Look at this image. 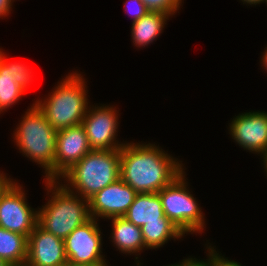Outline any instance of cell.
<instances>
[{"label": "cell", "instance_id": "4fadbf2b", "mask_svg": "<svg viewBox=\"0 0 267 266\" xmlns=\"http://www.w3.org/2000/svg\"><path fill=\"white\" fill-rule=\"evenodd\" d=\"M28 266H65L68 260L65 254L64 239L54 236L38 224L28 236Z\"/></svg>", "mask_w": 267, "mask_h": 266}, {"label": "cell", "instance_id": "d6a6232c", "mask_svg": "<svg viewBox=\"0 0 267 266\" xmlns=\"http://www.w3.org/2000/svg\"><path fill=\"white\" fill-rule=\"evenodd\" d=\"M1 55H2V49L0 48V59H1Z\"/></svg>", "mask_w": 267, "mask_h": 266}, {"label": "cell", "instance_id": "8fae6325", "mask_svg": "<svg viewBox=\"0 0 267 266\" xmlns=\"http://www.w3.org/2000/svg\"><path fill=\"white\" fill-rule=\"evenodd\" d=\"M137 192L121 178L95 193L89 201L91 218L123 217L132 205Z\"/></svg>", "mask_w": 267, "mask_h": 266}, {"label": "cell", "instance_id": "ba28073f", "mask_svg": "<svg viewBox=\"0 0 267 266\" xmlns=\"http://www.w3.org/2000/svg\"><path fill=\"white\" fill-rule=\"evenodd\" d=\"M97 221L91 218L64 239L68 265H107L102 254V233Z\"/></svg>", "mask_w": 267, "mask_h": 266}, {"label": "cell", "instance_id": "52a82bcc", "mask_svg": "<svg viewBox=\"0 0 267 266\" xmlns=\"http://www.w3.org/2000/svg\"><path fill=\"white\" fill-rule=\"evenodd\" d=\"M26 193L12 181L0 195V227L27 238L37 225L38 210L28 205Z\"/></svg>", "mask_w": 267, "mask_h": 266}, {"label": "cell", "instance_id": "ac0fdd59", "mask_svg": "<svg viewBox=\"0 0 267 266\" xmlns=\"http://www.w3.org/2000/svg\"><path fill=\"white\" fill-rule=\"evenodd\" d=\"M28 238L0 227V258L11 266L24 265L27 260Z\"/></svg>", "mask_w": 267, "mask_h": 266}, {"label": "cell", "instance_id": "603a6c76", "mask_svg": "<svg viewBox=\"0 0 267 266\" xmlns=\"http://www.w3.org/2000/svg\"><path fill=\"white\" fill-rule=\"evenodd\" d=\"M210 245V246H209ZM207 245L208 251V266H242L240 263L235 260H228L226 257L221 256L214 247H211V244Z\"/></svg>", "mask_w": 267, "mask_h": 266}, {"label": "cell", "instance_id": "6da1fadb", "mask_svg": "<svg viewBox=\"0 0 267 266\" xmlns=\"http://www.w3.org/2000/svg\"><path fill=\"white\" fill-rule=\"evenodd\" d=\"M180 162L159 145L126 142L120 149V178L137 193H158L184 171Z\"/></svg>", "mask_w": 267, "mask_h": 266}, {"label": "cell", "instance_id": "4316f807", "mask_svg": "<svg viewBox=\"0 0 267 266\" xmlns=\"http://www.w3.org/2000/svg\"><path fill=\"white\" fill-rule=\"evenodd\" d=\"M266 49H265V51H264V53H263V55H262V58H261V64H262V67L264 68V69H266L265 71H267V47H265Z\"/></svg>", "mask_w": 267, "mask_h": 266}, {"label": "cell", "instance_id": "9c48e42d", "mask_svg": "<svg viewBox=\"0 0 267 266\" xmlns=\"http://www.w3.org/2000/svg\"><path fill=\"white\" fill-rule=\"evenodd\" d=\"M116 109V107L108 105H90L88 107L81 124L92 150H115L124 146L125 143L116 140L119 126V112Z\"/></svg>", "mask_w": 267, "mask_h": 266}, {"label": "cell", "instance_id": "7c38bea8", "mask_svg": "<svg viewBox=\"0 0 267 266\" xmlns=\"http://www.w3.org/2000/svg\"><path fill=\"white\" fill-rule=\"evenodd\" d=\"M91 150L82 124L58 130L54 158V180L62 181L60 177Z\"/></svg>", "mask_w": 267, "mask_h": 266}, {"label": "cell", "instance_id": "83f0119b", "mask_svg": "<svg viewBox=\"0 0 267 266\" xmlns=\"http://www.w3.org/2000/svg\"><path fill=\"white\" fill-rule=\"evenodd\" d=\"M243 2V4H248V5H254L256 6V4H260L263 2V0H241Z\"/></svg>", "mask_w": 267, "mask_h": 266}, {"label": "cell", "instance_id": "7a4b0ae2", "mask_svg": "<svg viewBox=\"0 0 267 266\" xmlns=\"http://www.w3.org/2000/svg\"><path fill=\"white\" fill-rule=\"evenodd\" d=\"M49 200L38 208L37 224L65 239L75 228L91 219L89 201L68 190L59 180H45Z\"/></svg>", "mask_w": 267, "mask_h": 266}, {"label": "cell", "instance_id": "d6986e66", "mask_svg": "<svg viewBox=\"0 0 267 266\" xmlns=\"http://www.w3.org/2000/svg\"><path fill=\"white\" fill-rule=\"evenodd\" d=\"M24 93L25 91L12 78L11 68L0 59V111L4 112L8 107L11 108Z\"/></svg>", "mask_w": 267, "mask_h": 266}, {"label": "cell", "instance_id": "44dd1931", "mask_svg": "<svg viewBox=\"0 0 267 266\" xmlns=\"http://www.w3.org/2000/svg\"><path fill=\"white\" fill-rule=\"evenodd\" d=\"M150 11L174 15L180 8L182 0H142Z\"/></svg>", "mask_w": 267, "mask_h": 266}, {"label": "cell", "instance_id": "8992f818", "mask_svg": "<svg viewBox=\"0 0 267 266\" xmlns=\"http://www.w3.org/2000/svg\"><path fill=\"white\" fill-rule=\"evenodd\" d=\"M185 170L158 192L165 216L185 234L203 233L205 221L186 182ZM187 184V185H186Z\"/></svg>", "mask_w": 267, "mask_h": 266}, {"label": "cell", "instance_id": "484cf974", "mask_svg": "<svg viewBox=\"0 0 267 266\" xmlns=\"http://www.w3.org/2000/svg\"><path fill=\"white\" fill-rule=\"evenodd\" d=\"M12 181L13 179L8 178L3 172H0V195Z\"/></svg>", "mask_w": 267, "mask_h": 266}, {"label": "cell", "instance_id": "f546056e", "mask_svg": "<svg viewBox=\"0 0 267 266\" xmlns=\"http://www.w3.org/2000/svg\"><path fill=\"white\" fill-rule=\"evenodd\" d=\"M0 266H11L7 261L0 258Z\"/></svg>", "mask_w": 267, "mask_h": 266}, {"label": "cell", "instance_id": "5bb4252c", "mask_svg": "<svg viewBox=\"0 0 267 266\" xmlns=\"http://www.w3.org/2000/svg\"><path fill=\"white\" fill-rule=\"evenodd\" d=\"M111 242L123 254H134L145 248L141 227L128 221L125 217H113Z\"/></svg>", "mask_w": 267, "mask_h": 266}, {"label": "cell", "instance_id": "ffe728a7", "mask_svg": "<svg viewBox=\"0 0 267 266\" xmlns=\"http://www.w3.org/2000/svg\"><path fill=\"white\" fill-rule=\"evenodd\" d=\"M6 54L2 52L1 60L6 64L8 68H11V76L14 79L15 83L20 86L23 91H26L30 82L32 81L31 75L32 71L25 64L20 62H10L8 61Z\"/></svg>", "mask_w": 267, "mask_h": 266}, {"label": "cell", "instance_id": "5b68a950", "mask_svg": "<svg viewBox=\"0 0 267 266\" xmlns=\"http://www.w3.org/2000/svg\"><path fill=\"white\" fill-rule=\"evenodd\" d=\"M13 133L20 152L45 170V180H54L57 131L33 103Z\"/></svg>", "mask_w": 267, "mask_h": 266}, {"label": "cell", "instance_id": "30bf717a", "mask_svg": "<svg viewBox=\"0 0 267 266\" xmlns=\"http://www.w3.org/2000/svg\"><path fill=\"white\" fill-rule=\"evenodd\" d=\"M229 134L243 149L257 155L267 152V112H244L234 117Z\"/></svg>", "mask_w": 267, "mask_h": 266}, {"label": "cell", "instance_id": "4dcf8cb0", "mask_svg": "<svg viewBox=\"0 0 267 266\" xmlns=\"http://www.w3.org/2000/svg\"><path fill=\"white\" fill-rule=\"evenodd\" d=\"M69 266H108V265H69Z\"/></svg>", "mask_w": 267, "mask_h": 266}, {"label": "cell", "instance_id": "9a60e30c", "mask_svg": "<svg viewBox=\"0 0 267 266\" xmlns=\"http://www.w3.org/2000/svg\"><path fill=\"white\" fill-rule=\"evenodd\" d=\"M123 217L138 227H142L147 222L167 218L158 193H137Z\"/></svg>", "mask_w": 267, "mask_h": 266}, {"label": "cell", "instance_id": "cb8c5ba5", "mask_svg": "<svg viewBox=\"0 0 267 266\" xmlns=\"http://www.w3.org/2000/svg\"><path fill=\"white\" fill-rule=\"evenodd\" d=\"M167 266H208V262H207V259L203 261L200 259L198 260L196 258L190 257V258L183 259V261L180 263L171 264Z\"/></svg>", "mask_w": 267, "mask_h": 266}, {"label": "cell", "instance_id": "3957f363", "mask_svg": "<svg viewBox=\"0 0 267 266\" xmlns=\"http://www.w3.org/2000/svg\"><path fill=\"white\" fill-rule=\"evenodd\" d=\"M86 87L82 74L73 71L58 82L47 98L34 103L56 131L78 126L89 107Z\"/></svg>", "mask_w": 267, "mask_h": 266}, {"label": "cell", "instance_id": "e0dca14e", "mask_svg": "<svg viewBox=\"0 0 267 266\" xmlns=\"http://www.w3.org/2000/svg\"><path fill=\"white\" fill-rule=\"evenodd\" d=\"M145 248L158 249L171 239H182L184 234L168 218L160 221L147 222L141 227Z\"/></svg>", "mask_w": 267, "mask_h": 266}, {"label": "cell", "instance_id": "277c9868", "mask_svg": "<svg viewBox=\"0 0 267 266\" xmlns=\"http://www.w3.org/2000/svg\"><path fill=\"white\" fill-rule=\"evenodd\" d=\"M60 178L68 190L88 200L120 178V149L91 150Z\"/></svg>", "mask_w": 267, "mask_h": 266}, {"label": "cell", "instance_id": "d4e9b609", "mask_svg": "<svg viewBox=\"0 0 267 266\" xmlns=\"http://www.w3.org/2000/svg\"><path fill=\"white\" fill-rule=\"evenodd\" d=\"M13 2V0H0V18H5L9 15V13L12 11L11 6Z\"/></svg>", "mask_w": 267, "mask_h": 266}, {"label": "cell", "instance_id": "2e32d148", "mask_svg": "<svg viewBox=\"0 0 267 266\" xmlns=\"http://www.w3.org/2000/svg\"><path fill=\"white\" fill-rule=\"evenodd\" d=\"M170 15L158 12L149 11L138 21L132 22L131 37L133 44L136 47H145L153 43L155 39L163 32Z\"/></svg>", "mask_w": 267, "mask_h": 266}, {"label": "cell", "instance_id": "7402d4cb", "mask_svg": "<svg viewBox=\"0 0 267 266\" xmlns=\"http://www.w3.org/2000/svg\"><path fill=\"white\" fill-rule=\"evenodd\" d=\"M124 4H126L124 5L125 11L127 10V13L132 15V22L138 21L150 11L142 0H127Z\"/></svg>", "mask_w": 267, "mask_h": 266}, {"label": "cell", "instance_id": "1f68e13d", "mask_svg": "<svg viewBox=\"0 0 267 266\" xmlns=\"http://www.w3.org/2000/svg\"><path fill=\"white\" fill-rule=\"evenodd\" d=\"M136 262H137V263H136V264H137V266H141V263L139 264V262H140L139 260H138V261H136Z\"/></svg>", "mask_w": 267, "mask_h": 266}, {"label": "cell", "instance_id": "f1b7e54d", "mask_svg": "<svg viewBox=\"0 0 267 266\" xmlns=\"http://www.w3.org/2000/svg\"><path fill=\"white\" fill-rule=\"evenodd\" d=\"M261 158H263V165H264V168H265V170L264 171H266V174H267V152H265L264 154H262V156H261Z\"/></svg>", "mask_w": 267, "mask_h": 266}]
</instances>
